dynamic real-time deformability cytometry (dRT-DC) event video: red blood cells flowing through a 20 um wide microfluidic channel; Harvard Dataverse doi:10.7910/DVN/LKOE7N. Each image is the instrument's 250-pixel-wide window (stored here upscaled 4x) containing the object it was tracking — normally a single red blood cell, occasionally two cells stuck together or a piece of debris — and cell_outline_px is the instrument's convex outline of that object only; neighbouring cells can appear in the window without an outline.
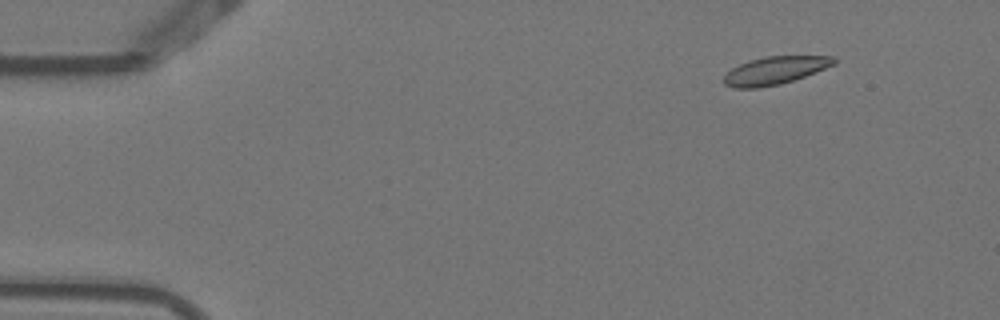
{"species": "Egyptian fruit bat (a non-hibernating species)", "species_latin": "Rousettus aegyptiacus", "temperature_condition": "warm", "stored_images_in_passage": 5, "camera_frame_rate_fps": 3000, "um_per_image_px": 0.085, "animal": {"sex": "female"}, "frame": {"image": 1, "passage_image": 2, "time_ms": 0.333, "image_size_px": [1000, 320], "cell_outline_px": [[836, 64], [804, 76], [780, 84], [756, 88], [732, 88], [724, 84], [724, 76], [732, 68], [748, 60], [764, 56], [836, 56]], "centroid_in_image_um": [65.86, 5.98], "position_along_channel_um": 19.1, "area_um2": 17.8}}
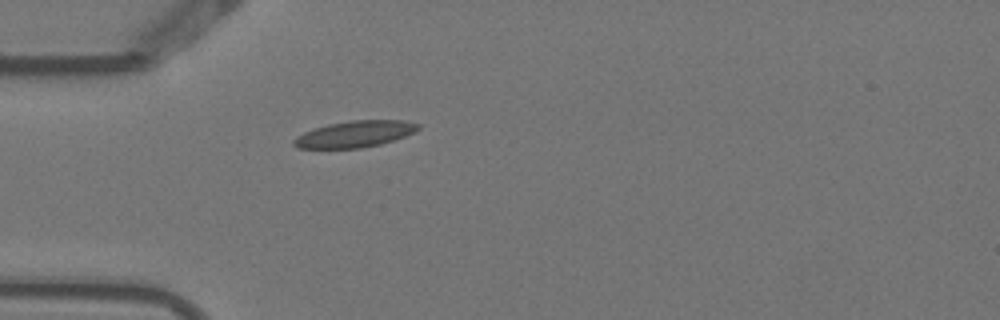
{"frame": {"image": 2, "passage_image": 5, "time_ms": 1.333, "image_size_px": [1000, 320], "cell_outline_px": [[420, 128], [416, 132], [380, 144], [360, 148], [296, 148], [292, 144], [292, 140], [296, 136], [312, 128], [328, 124], [352, 120], [404, 120], [420, 124]], "centroid_in_image_um": [30.14, 11.39], "position_along_channel_um": 54.9, "area_um2": 19.25}}